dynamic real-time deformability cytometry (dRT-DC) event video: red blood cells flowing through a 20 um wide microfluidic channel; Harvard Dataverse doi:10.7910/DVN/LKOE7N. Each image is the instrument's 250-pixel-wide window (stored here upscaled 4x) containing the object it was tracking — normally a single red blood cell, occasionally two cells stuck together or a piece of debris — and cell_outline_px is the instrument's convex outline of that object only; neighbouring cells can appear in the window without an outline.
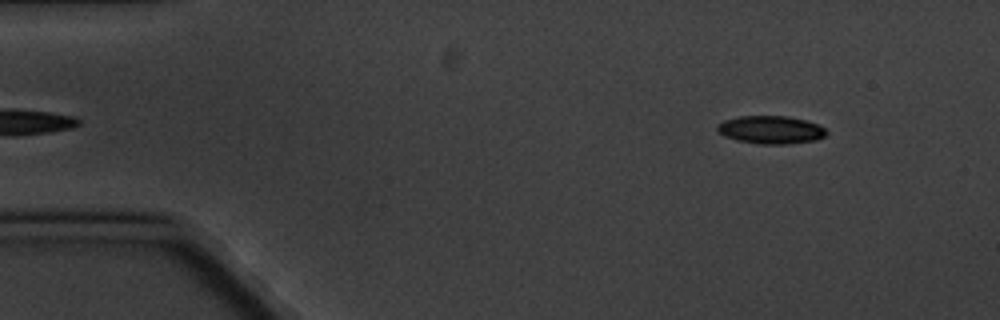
{"species": "common noctule bat (a hibernating species)", "species_latin": "Nyctalus noctula", "temperature_condition": "cold", "stored_images_in_passage": 4, "camera_frame_rate_fps": 3000, "um_per_image_px": 0.085, "animal": {"sex": "male", "body_mass_g": 20.1, "forearm_length_mm": 53.5}, "frame": {"image": 1, "passage_image": 4, "time_ms": 4.333, "image_size_px": [1000, 320], "cell_outline_px": [[828, 132], [824, 136], [816, 140], [788, 144], [760, 144], [736, 140], [724, 136], [716, 132], [716, 124], [724, 120], [740, 116], [788, 116], [804, 120], [816, 124], [824, 128]], "centroid_in_image_um": [65.47, 11.03], "position_along_channel_um": 19.5, "area_um2": 17.86}}